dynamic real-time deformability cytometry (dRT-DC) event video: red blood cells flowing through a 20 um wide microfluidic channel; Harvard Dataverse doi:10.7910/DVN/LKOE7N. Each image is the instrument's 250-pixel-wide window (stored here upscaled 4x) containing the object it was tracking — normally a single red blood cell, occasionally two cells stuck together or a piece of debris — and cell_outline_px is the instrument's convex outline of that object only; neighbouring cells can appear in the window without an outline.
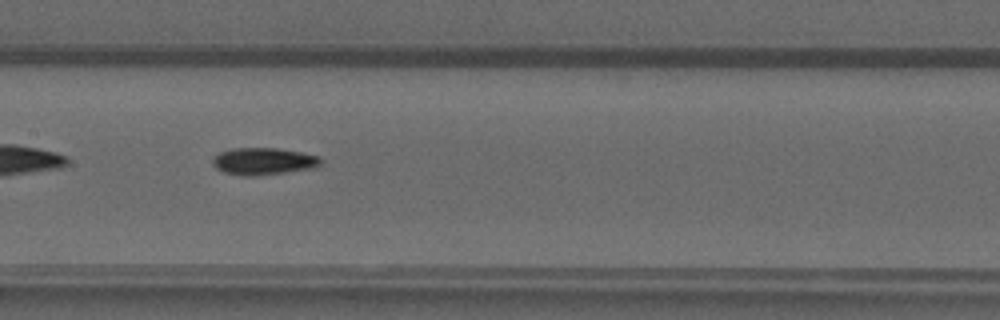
{"species": "common noctule bat (a hibernating species)", "species_latin": "Nyctalus noctula", "temperature_condition": "warm", "stored_images_in_passage": 34, "camera_frame_rate_fps": 3000, "um_per_image_px": 0.085, "animal": {"sex": "male", "forearm_length_mm": 52.5}, "frame": {"image": 1, "passage_image": 10, "time_ms": 3.0, "image_size_px": [1000, 320], "cell_outline_px": [[320, 164], [312, 168], [284, 172], [252, 176], [244, 176], [224, 172], [216, 168], [212, 164], [212, 160], [220, 152], [232, 148], [276, 148], [300, 152], [320, 156]], "centroid_in_image_um": [22.36, 13.7], "position_along_channel_um": 185.0, "area_um2": 16.82}}
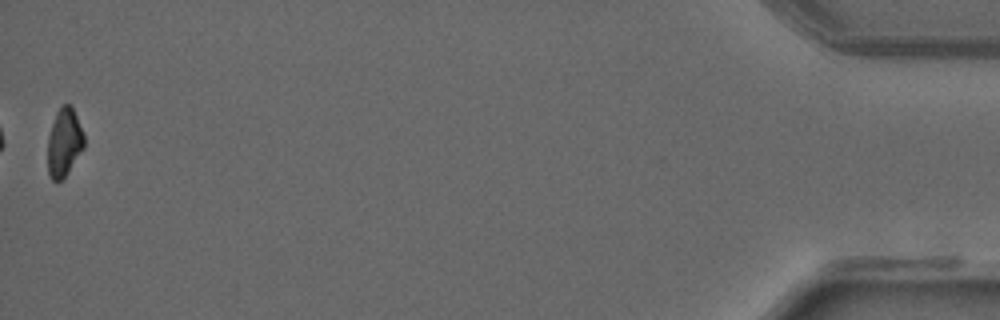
{"frame": {"image": 2, "passage_image": 34, "time_ms": 11.0, "image_size_px": [1000, 320], "cell_outline_px": [[84, 148], [68, 172], [60, 180], [52, 180], [48, 172], [48, 136], [56, 112], [60, 104], [68, 104], [72, 108], [84, 132]], "centroid_in_image_um": [5.46, 12.08], "position_along_channel_um": 429.7, "area_um2": 14.39}}